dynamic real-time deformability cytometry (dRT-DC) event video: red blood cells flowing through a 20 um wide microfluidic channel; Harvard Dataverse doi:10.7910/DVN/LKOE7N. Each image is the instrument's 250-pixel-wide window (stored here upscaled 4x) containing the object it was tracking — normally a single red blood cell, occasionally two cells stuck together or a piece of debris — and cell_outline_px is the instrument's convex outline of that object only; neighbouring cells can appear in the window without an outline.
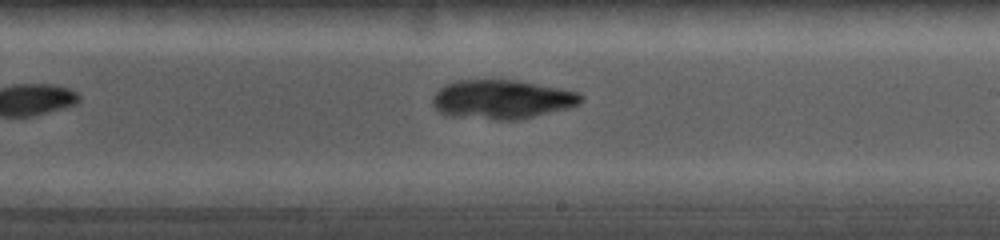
{"species": "common noctule bat (a hibernating species)", "species_latin": "Nyctalus noctula", "temperature_condition": "cold", "stored_images_in_passage": 8, "camera_frame_rate_fps": 5000, "um_per_image_px": 0.085, "animal": {"sex": "female", "body_mass_g": 19.0, "forearm_length_mm": 56.7}, "frame": {"image": 1, "passage_image": 8, "time_ms": 6.2, "image_size_px": [1000, 240], "cell_outline_px": [[584, 100], [568, 108], [520, 120], [496, 120], [444, 116], [432, 104], [432, 96], [444, 84], [460, 80], [512, 80], [560, 88], [580, 92], [584, 96]], "centroid_in_image_um": [42.64, 8.46], "position_along_channel_um": 246.4, "area_um2": 34.04}}